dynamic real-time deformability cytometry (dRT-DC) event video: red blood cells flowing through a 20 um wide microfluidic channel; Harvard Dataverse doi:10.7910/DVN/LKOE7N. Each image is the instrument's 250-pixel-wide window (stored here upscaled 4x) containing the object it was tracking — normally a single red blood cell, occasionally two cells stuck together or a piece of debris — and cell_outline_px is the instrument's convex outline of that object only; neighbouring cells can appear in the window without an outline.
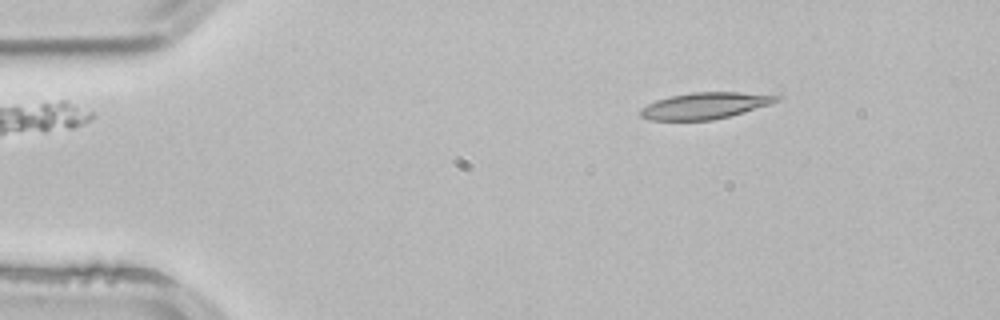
{"species": "common noctule bat (a hibernating species)", "species_latin": "Nyctalus noctula", "temperature_condition": "room temperature", "stored_images_in_passage": 3, "camera_frame_rate_fps": 3000, "um_per_image_px": 0.085, "animal": {"sex": "male", "body_mass_g": 21.5, "forearm_length_mm": 52.0}, "frame": {"image": 1, "passage_image": 2, "time_ms": 0.333, "image_size_px": [1000, 320], "cell_outline_px": [[784, 96], [780, 100], [772, 104], [744, 112], [712, 120], [648, 120], [640, 116], [640, 108], [656, 100], [672, 96], [692, 92], [780, 92]], "centroid_in_image_um": [60.09, 8.95], "position_along_channel_um": 24.9, "area_um2": 21.56}}